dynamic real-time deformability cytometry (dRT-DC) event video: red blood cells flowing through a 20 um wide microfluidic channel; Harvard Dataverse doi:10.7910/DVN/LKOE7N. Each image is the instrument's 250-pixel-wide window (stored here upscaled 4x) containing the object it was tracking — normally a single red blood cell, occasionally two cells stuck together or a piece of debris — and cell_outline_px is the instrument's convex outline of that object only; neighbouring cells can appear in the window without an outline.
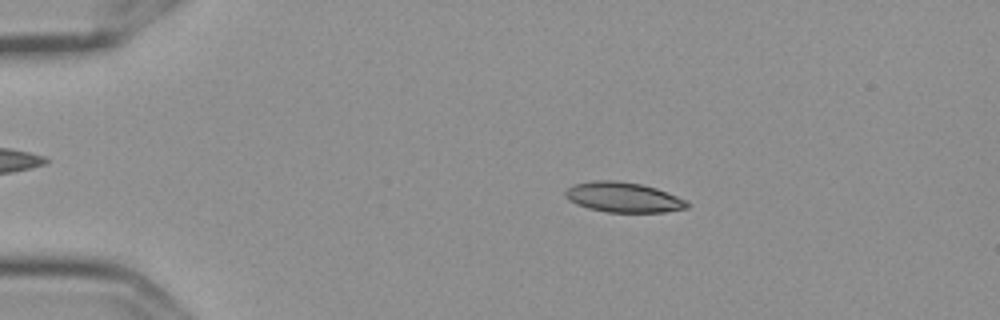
{"species": "Egyptian fruit bat (a non-hibernating species)", "species_latin": "Rousettus aegyptiacus", "temperature_condition": "cold", "stored_images_in_passage": 7, "camera_frame_rate_fps": 3000, "um_per_image_px": 0.085, "frame": {"image": 1, "passage_image": 3, "time_ms": 0.667, "image_size_px": [1000, 320], "cell_outline_px": [[692, 204], [688, 208], [664, 212], [608, 212], [588, 208], [576, 204], [568, 200], [564, 196], [564, 192], [572, 184], [592, 180], [616, 180], [640, 184], [656, 188], [688, 200]], "centroid_in_image_um": [52.99, 16.76], "position_along_channel_um": 32.0, "area_um2": 21.62}}
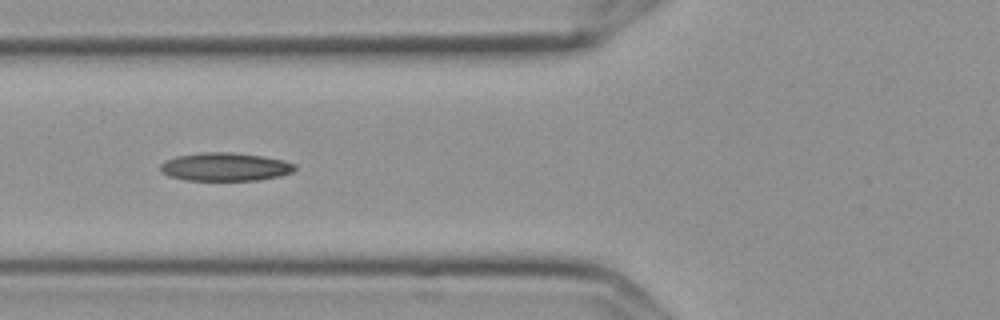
{"frame": {"image": 2, "passage_image": 6, "time_ms": 1.667, "image_size_px": [1000, 320], "cell_outline_px": [[296, 168], [292, 172], [280, 176], [256, 180], [188, 180], [168, 176], [160, 172], [160, 164], [164, 160], [176, 156], [200, 152], [232, 152], [260, 156], [284, 160], [296, 164]], "centroid_in_image_um": [19.1, 14.17], "position_along_channel_um": 106.7, "area_um2": 22.25}}
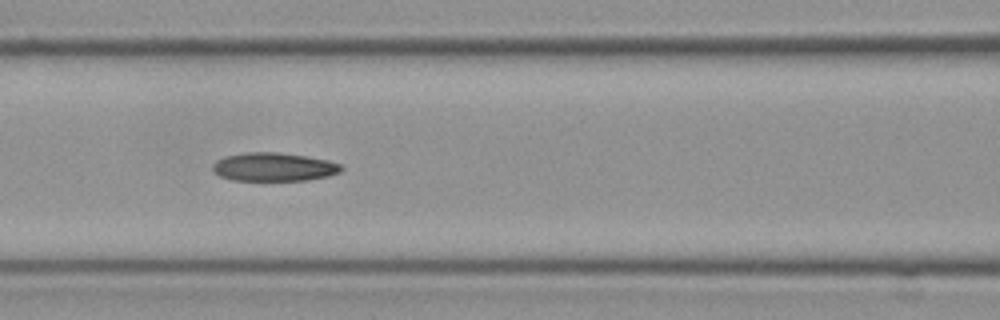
{"frame": {"image": 3, "passage_image": 7, "time_ms": 2.0, "image_size_px": [1000, 320], "cell_outline_px": [[344, 168], [340, 172], [328, 176], [308, 180], [232, 180], [220, 176], [212, 172], [212, 164], [216, 160], [228, 156], [248, 152], [276, 152], [304, 156], [328, 160], [340, 164]], "centroid_in_image_um": [23.26, 14.19], "position_along_channel_um": 143.3, "area_um2": 21.27}}